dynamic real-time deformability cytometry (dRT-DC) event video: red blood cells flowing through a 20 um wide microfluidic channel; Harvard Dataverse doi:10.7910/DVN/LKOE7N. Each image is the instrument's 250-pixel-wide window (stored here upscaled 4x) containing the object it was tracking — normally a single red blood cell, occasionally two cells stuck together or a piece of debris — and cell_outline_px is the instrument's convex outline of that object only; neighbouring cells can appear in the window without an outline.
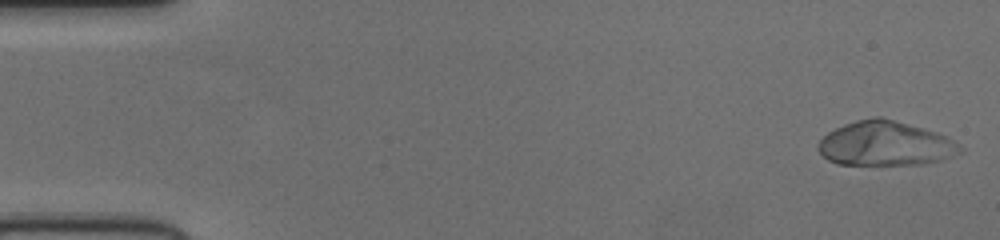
{"species": "human", "species_latin": "Homo sapiens", "temperature_condition": "cold", "stored_images_in_passage": 51, "camera_frame_rate_fps": 3000, "um_per_image_px": 0.085, "donor": {"sex": "female"}, "frame": {"image": 1, "passage_image": 1, "time_ms": 0.0, "image_size_px": [1000, 240], "cell_outline_px": [[964, 152], [944, 160], [920, 164], [836, 164], [828, 160], [816, 148], [816, 144], [828, 132], [844, 124], [856, 120], [872, 116], [880, 116], [924, 128], [948, 136], [960, 144]], "centroid_in_image_um": [75.29, 12.2], "position_along_channel_um": 9.7, "area_um2": 37.11}}
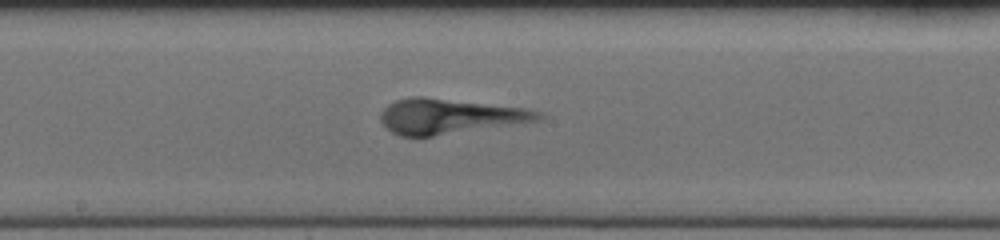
{"frame": {"image": 2, "passage_image": 27, "time_ms": 8.667, "image_size_px": [1000, 240], "cell_outline_px": [[548, 116], [540, 120], [432, 136], [400, 136], [392, 132], [380, 120], [380, 112], [388, 104], [396, 100], [408, 96], [424, 96], [524, 108], [544, 112]], "centroid_in_image_um": [38.21, 9.87], "position_along_channel_um": 210.0, "area_um2": 32.19}}
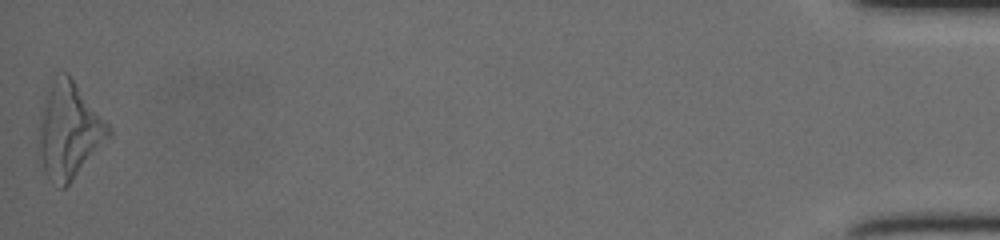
{"frame": {"image": 3, "passage_image": 51, "time_ms": 16.667, "image_size_px": [1000, 240], "cell_outline_px": [[112, 136], [72, 180], [64, 188], [60, 188], [44, 172], [36, 160], [36, 140], [40, 116], [44, 96], [56, 76], [64, 72], [68, 72], [112, 128]], "centroid_in_image_um": [5.83, 11.12], "position_along_channel_um": 429.4, "area_um2": 39.77}}